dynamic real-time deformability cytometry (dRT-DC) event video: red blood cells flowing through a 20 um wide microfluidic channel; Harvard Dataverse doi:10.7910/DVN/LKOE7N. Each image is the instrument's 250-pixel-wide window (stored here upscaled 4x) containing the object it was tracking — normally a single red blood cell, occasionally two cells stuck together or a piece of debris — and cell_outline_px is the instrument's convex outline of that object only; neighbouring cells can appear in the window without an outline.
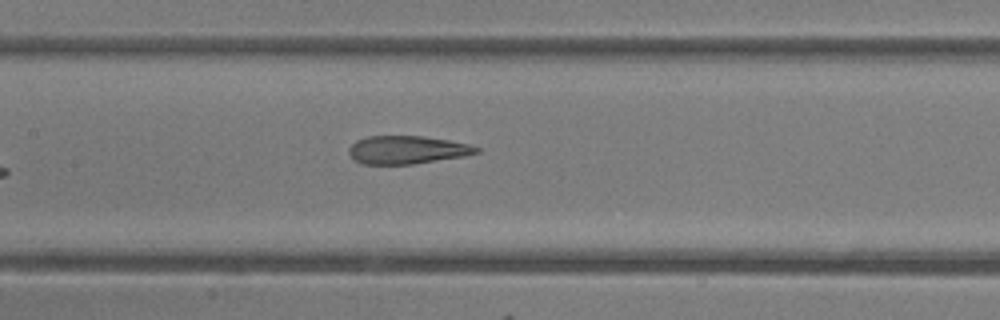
{"species": "common noctule bat (a hibernating species)", "species_latin": "Nyctalus noctula", "temperature_condition": "room temperature", "stored_images_in_passage": 5, "camera_frame_rate_fps": 3000, "um_per_image_px": 0.085, "animal": {"sex": "female"}, "frame": {"image": 1, "passage_image": 5, "time_ms": 4.667, "image_size_px": [1000, 320], "cell_outline_px": [[480, 152], [464, 156], [412, 164], [364, 164], [356, 160], [348, 152], [348, 148], [356, 140], [368, 136], [424, 136], [448, 140], [468, 144], [480, 148]], "centroid_in_image_um": [34.6, 12.73], "position_along_channel_um": 172.8, "area_um2": 20.75}}